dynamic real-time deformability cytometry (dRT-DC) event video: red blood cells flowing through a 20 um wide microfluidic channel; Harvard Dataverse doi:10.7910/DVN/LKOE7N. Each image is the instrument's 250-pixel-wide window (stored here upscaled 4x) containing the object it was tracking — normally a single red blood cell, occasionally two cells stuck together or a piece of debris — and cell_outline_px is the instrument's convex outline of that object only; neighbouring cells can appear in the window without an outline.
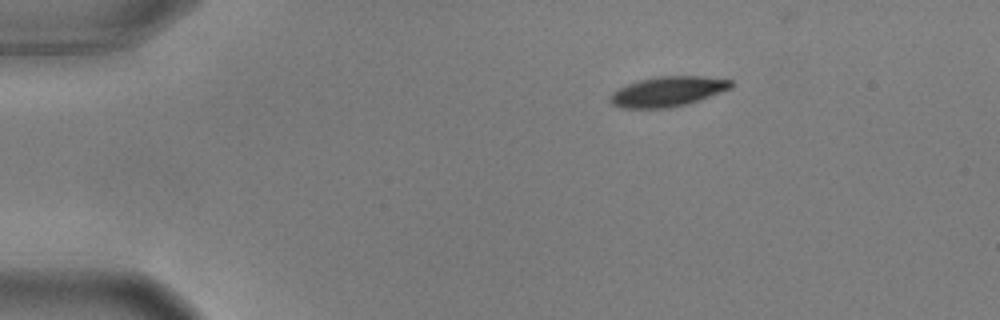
{"species": "common noctule bat (a hibernating species)", "species_latin": "Nyctalus noctula", "temperature_condition": "warm", "stored_images_in_passage": 44, "camera_frame_rate_fps": 3000, "um_per_image_px": 0.085, "animal": {"sex": "male", "body_mass_g": 17.9, "forearm_length_mm": 54.2}, "frame": {"image": 1, "passage_image": 1, "time_ms": 0.0, "image_size_px": [1000, 320], "cell_outline_px": [[732, 88], [700, 100], [688, 104], [668, 108], [624, 108], [612, 104], [608, 100], [608, 96], [612, 92], [628, 84], [640, 80], [660, 76], [704, 76], [732, 80]], "centroid_in_image_um": [56.76, 7.78], "position_along_channel_um": 28.2, "area_um2": 21.15}}
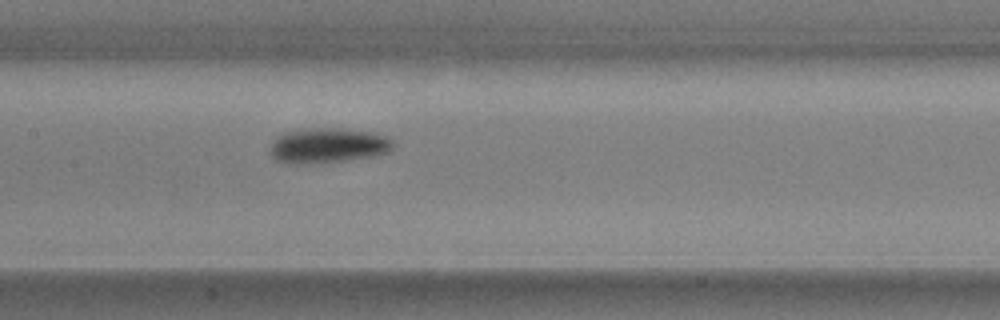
{"frame": {"image": 2, "passage_image": 19, "time_ms": 6.0, "image_size_px": [1000, 320], "cell_outline_px": [[396, 144], [392, 152], [372, 156], [344, 160], [312, 164], [284, 164], [276, 160], [268, 152], [272, 140], [276, 136], [284, 132], [296, 128], [336, 128], [372, 132], [388, 136]], "centroid_in_image_um": [27.84, 12.36], "position_along_channel_um": 179.6, "area_um2": 25.89}}
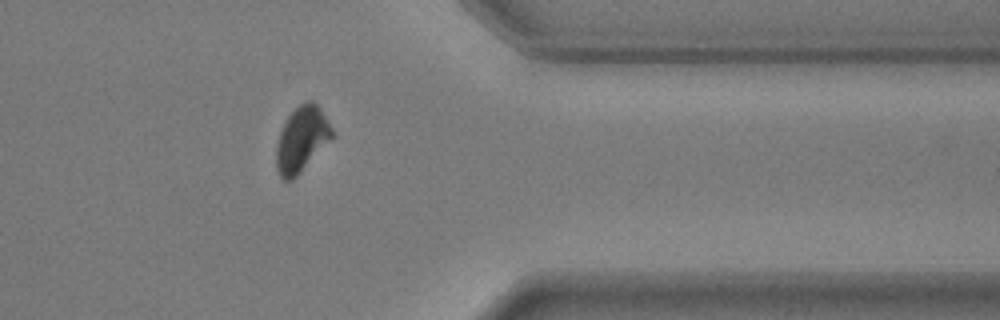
{"frame": {"image": 3, "passage_image": 37, "time_ms": 12.0, "image_size_px": [1000, 320], "cell_outline_px": [[336, 136], [292, 180], [284, 180], [280, 176], [276, 168], [276, 148], [280, 132], [288, 116], [300, 104], [308, 100], [312, 100], [320, 108], [332, 128]], "centroid_in_image_um": [25.67, 11.84], "position_along_channel_um": 385.7, "area_um2": 21.15}, "authors_computed_cell_mechanics": {"area_um2": 22.8021, "velocity_mm_per_s": 3.6308, "shape_relaxation_time_tau1_ms": 2.1796, "shape_relaxation_time_tau2_ms": null, "deformation_change_tau1": 0.1305, "deformation_change_tau2": null}}